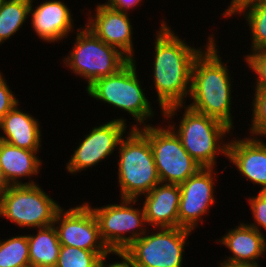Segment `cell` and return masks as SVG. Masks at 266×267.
<instances>
[{
    "mask_svg": "<svg viewBox=\"0 0 266 267\" xmlns=\"http://www.w3.org/2000/svg\"><path fill=\"white\" fill-rule=\"evenodd\" d=\"M136 239L124 251L136 267H182L184 248L191 230L181 227L153 228Z\"/></svg>",
    "mask_w": 266,
    "mask_h": 267,
    "instance_id": "obj_10",
    "label": "cell"
},
{
    "mask_svg": "<svg viewBox=\"0 0 266 267\" xmlns=\"http://www.w3.org/2000/svg\"><path fill=\"white\" fill-rule=\"evenodd\" d=\"M36 235L27 234L32 267H56L61 244L54 225L38 228Z\"/></svg>",
    "mask_w": 266,
    "mask_h": 267,
    "instance_id": "obj_21",
    "label": "cell"
},
{
    "mask_svg": "<svg viewBox=\"0 0 266 267\" xmlns=\"http://www.w3.org/2000/svg\"><path fill=\"white\" fill-rule=\"evenodd\" d=\"M215 170L202 167L179 185V227L194 231L199 223H204L202 216L204 217L205 214L207 216L212 205L216 203L214 178L217 177V173Z\"/></svg>",
    "mask_w": 266,
    "mask_h": 267,
    "instance_id": "obj_13",
    "label": "cell"
},
{
    "mask_svg": "<svg viewBox=\"0 0 266 267\" xmlns=\"http://www.w3.org/2000/svg\"><path fill=\"white\" fill-rule=\"evenodd\" d=\"M124 117L92 127L89 134L84 135L82 142L74 150V153L66 164V171L76 175L88 168L95 167L101 161L113 155L124 134L127 126Z\"/></svg>",
    "mask_w": 266,
    "mask_h": 267,
    "instance_id": "obj_11",
    "label": "cell"
},
{
    "mask_svg": "<svg viewBox=\"0 0 266 267\" xmlns=\"http://www.w3.org/2000/svg\"><path fill=\"white\" fill-rule=\"evenodd\" d=\"M136 60H130L118 72L97 79L86 90L88 96L102 101L109 106H113L121 111L128 112L136 122L130 128H140L146 126L155 114L152 111V103L144 93L146 88H142L138 79ZM147 120V121H146ZM143 124V125H142Z\"/></svg>",
    "mask_w": 266,
    "mask_h": 267,
    "instance_id": "obj_5",
    "label": "cell"
},
{
    "mask_svg": "<svg viewBox=\"0 0 266 267\" xmlns=\"http://www.w3.org/2000/svg\"><path fill=\"white\" fill-rule=\"evenodd\" d=\"M159 31L156 32L153 53V83L158 96L160 112L176 105H186L185 98L190 96L192 66L199 53L215 37L211 34L205 46L195 48L189 46L168 26L161 21ZM185 100V101H184Z\"/></svg>",
    "mask_w": 266,
    "mask_h": 267,
    "instance_id": "obj_1",
    "label": "cell"
},
{
    "mask_svg": "<svg viewBox=\"0 0 266 267\" xmlns=\"http://www.w3.org/2000/svg\"><path fill=\"white\" fill-rule=\"evenodd\" d=\"M60 208L38 184L8 185L0 197V217L36 231L53 225Z\"/></svg>",
    "mask_w": 266,
    "mask_h": 267,
    "instance_id": "obj_7",
    "label": "cell"
},
{
    "mask_svg": "<svg viewBox=\"0 0 266 267\" xmlns=\"http://www.w3.org/2000/svg\"><path fill=\"white\" fill-rule=\"evenodd\" d=\"M248 202L250 211H252V218H254V222L248 223V225L263 233L261 227L266 230V191H259L253 197L249 196Z\"/></svg>",
    "mask_w": 266,
    "mask_h": 267,
    "instance_id": "obj_28",
    "label": "cell"
},
{
    "mask_svg": "<svg viewBox=\"0 0 266 267\" xmlns=\"http://www.w3.org/2000/svg\"><path fill=\"white\" fill-rule=\"evenodd\" d=\"M81 28L76 29L74 46L62 60L72 73L86 79L87 89L97 79L118 72L130 59L103 42L85 25Z\"/></svg>",
    "mask_w": 266,
    "mask_h": 267,
    "instance_id": "obj_6",
    "label": "cell"
},
{
    "mask_svg": "<svg viewBox=\"0 0 266 267\" xmlns=\"http://www.w3.org/2000/svg\"><path fill=\"white\" fill-rule=\"evenodd\" d=\"M17 103L0 122V140L26 150L39 151L41 147L40 121L20 109Z\"/></svg>",
    "mask_w": 266,
    "mask_h": 267,
    "instance_id": "obj_20",
    "label": "cell"
},
{
    "mask_svg": "<svg viewBox=\"0 0 266 267\" xmlns=\"http://www.w3.org/2000/svg\"><path fill=\"white\" fill-rule=\"evenodd\" d=\"M6 187H7V185L3 181L2 177H1V173H0V197H1L2 193L4 192V190L6 189Z\"/></svg>",
    "mask_w": 266,
    "mask_h": 267,
    "instance_id": "obj_34",
    "label": "cell"
},
{
    "mask_svg": "<svg viewBox=\"0 0 266 267\" xmlns=\"http://www.w3.org/2000/svg\"><path fill=\"white\" fill-rule=\"evenodd\" d=\"M37 153L39 151L22 149L0 140V173L7 186L37 184L31 179L40 174L42 169L43 161ZM25 177L31 180L23 183L21 179Z\"/></svg>",
    "mask_w": 266,
    "mask_h": 267,
    "instance_id": "obj_19",
    "label": "cell"
},
{
    "mask_svg": "<svg viewBox=\"0 0 266 267\" xmlns=\"http://www.w3.org/2000/svg\"><path fill=\"white\" fill-rule=\"evenodd\" d=\"M252 120L249 127L251 137H266V89H254Z\"/></svg>",
    "mask_w": 266,
    "mask_h": 267,
    "instance_id": "obj_26",
    "label": "cell"
},
{
    "mask_svg": "<svg viewBox=\"0 0 266 267\" xmlns=\"http://www.w3.org/2000/svg\"><path fill=\"white\" fill-rule=\"evenodd\" d=\"M53 225L61 245L90 250L100 257L110 252L100 237L97 220L85 202L67 210L61 207Z\"/></svg>",
    "mask_w": 266,
    "mask_h": 267,
    "instance_id": "obj_12",
    "label": "cell"
},
{
    "mask_svg": "<svg viewBox=\"0 0 266 267\" xmlns=\"http://www.w3.org/2000/svg\"><path fill=\"white\" fill-rule=\"evenodd\" d=\"M128 131L117 149L118 186L121 198L139 200L160 183V178L149 139L138 128Z\"/></svg>",
    "mask_w": 266,
    "mask_h": 267,
    "instance_id": "obj_4",
    "label": "cell"
},
{
    "mask_svg": "<svg viewBox=\"0 0 266 267\" xmlns=\"http://www.w3.org/2000/svg\"><path fill=\"white\" fill-rule=\"evenodd\" d=\"M143 0H106L105 5L116 11L128 13L130 10H134L135 7L140 6Z\"/></svg>",
    "mask_w": 266,
    "mask_h": 267,
    "instance_id": "obj_31",
    "label": "cell"
},
{
    "mask_svg": "<svg viewBox=\"0 0 266 267\" xmlns=\"http://www.w3.org/2000/svg\"><path fill=\"white\" fill-rule=\"evenodd\" d=\"M30 7L31 0H5L0 5V45L25 24Z\"/></svg>",
    "mask_w": 266,
    "mask_h": 267,
    "instance_id": "obj_22",
    "label": "cell"
},
{
    "mask_svg": "<svg viewBox=\"0 0 266 267\" xmlns=\"http://www.w3.org/2000/svg\"><path fill=\"white\" fill-rule=\"evenodd\" d=\"M215 38L199 53L192 66V110L215 118L234 128L232 116L233 81L227 64L222 62ZM232 92V93H231Z\"/></svg>",
    "mask_w": 266,
    "mask_h": 267,
    "instance_id": "obj_2",
    "label": "cell"
},
{
    "mask_svg": "<svg viewBox=\"0 0 266 267\" xmlns=\"http://www.w3.org/2000/svg\"><path fill=\"white\" fill-rule=\"evenodd\" d=\"M263 5H266V0H259Z\"/></svg>",
    "mask_w": 266,
    "mask_h": 267,
    "instance_id": "obj_35",
    "label": "cell"
},
{
    "mask_svg": "<svg viewBox=\"0 0 266 267\" xmlns=\"http://www.w3.org/2000/svg\"><path fill=\"white\" fill-rule=\"evenodd\" d=\"M116 255L121 260L120 262H111L109 264L105 263L108 256ZM98 267H136L131 257L125 251H110L108 254L100 257L98 262Z\"/></svg>",
    "mask_w": 266,
    "mask_h": 267,
    "instance_id": "obj_30",
    "label": "cell"
},
{
    "mask_svg": "<svg viewBox=\"0 0 266 267\" xmlns=\"http://www.w3.org/2000/svg\"><path fill=\"white\" fill-rule=\"evenodd\" d=\"M218 267H261L260 265H253V264H236V263H229V262H220V266Z\"/></svg>",
    "mask_w": 266,
    "mask_h": 267,
    "instance_id": "obj_33",
    "label": "cell"
},
{
    "mask_svg": "<svg viewBox=\"0 0 266 267\" xmlns=\"http://www.w3.org/2000/svg\"><path fill=\"white\" fill-rule=\"evenodd\" d=\"M218 243L225 245L231 256L222 262L259 265V259L266 253V238L247 223L240 222L233 229H228Z\"/></svg>",
    "mask_w": 266,
    "mask_h": 267,
    "instance_id": "obj_18",
    "label": "cell"
},
{
    "mask_svg": "<svg viewBox=\"0 0 266 267\" xmlns=\"http://www.w3.org/2000/svg\"><path fill=\"white\" fill-rule=\"evenodd\" d=\"M244 59L248 68L255 74V89H266V51L249 53Z\"/></svg>",
    "mask_w": 266,
    "mask_h": 267,
    "instance_id": "obj_27",
    "label": "cell"
},
{
    "mask_svg": "<svg viewBox=\"0 0 266 267\" xmlns=\"http://www.w3.org/2000/svg\"><path fill=\"white\" fill-rule=\"evenodd\" d=\"M7 80L4 79L3 73L0 72V122L3 117L17 104L19 100L10 90Z\"/></svg>",
    "mask_w": 266,
    "mask_h": 267,
    "instance_id": "obj_29",
    "label": "cell"
},
{
    "mask_svg": "<svg viewBox=\"0 0 266 267\" xmlns=\"http://www.w3.org/2000/svg\"><path fill=\"white\" fill-rule=\"evenodd\" d=\"M182 108L184 113L180 116L182 118L179 120V124L176 125L173 122L172 125L171 122L177 110L180 109L178 112L182 111ZM162 116L168 122L171 119L168 126L177 134L183 148L201 167L216 168L217 154L219 153L227 158L229 143H226L224 138H229L226 135L232 133V129L223 122L198 113L185 104L167 108L163 111Z\"/></svg>",
    "mask_w": 266,
    "mask_h": 267,
    "instance_id": "obj_3",
    "label": "cell"
},
{
    "mask_svg": "<svg viewBox=\"0 0 266 267\" xmlns=\"http://www.w3.org/2000/svg\"><path fill=\"white\" fill-rule=\"evenodd\" d=\"M256 1H259V0H231L229 2L230 5L224 10L225 12H223L222 16L226 18L232 17L241 8Z\"/></svg>",
    "mask_w": 266,
    "mask_h": 267,
    "instance_id": "obj_32",
    "label": "cell"
},
{
    "mask_svg": "<svg viewBox=\"0 0 266 267\" xmlns=\"http://www.w3.org/2000/svg\"><path fill=\"white\" fill-rule=\"evenodd\" d=\"M120 202L93 208L86 202L97 220L100 237L110 251H124L147 231L143 206L133 208L138 199L121 198Z\"/></svg>",
    "mask_w": 266,
    "mask_h": 267,
    "instance_id": "obj_9",
    "label": "cell"
},
{
    "mask_svg": "<svg viewBox=\"0 0 266 267\" xmlns=\"http://www.w3.org/2000/svg\"><path fill=\"white\" fill-rule=\"evenodd\" d=\"M145 220L151 228L179 227L180 188L178 184H157L143 195Z\"/></svg>",
    "mask_w": 266,
    "mask_h": 267,
    "instance_id": "obj_17",
    "label": "cell"
},
{
    "mask_svg": "<svg viewBox=\"0 0 266 267\" xmlns=\"http://www.w3.org/2000/svg\"><path fill=\"white\" fill-rule=\"evenodd\" d=\"M248 137V138H247ZM236 138L228 143V160L235 165L246 180L260 185V191H266V142L247 136Z\"/></svg>",
    "mask_w": 266,
    "mask_h": 267,
    "instance_id": "obj_16",
    "label": "cell"
},
{
    "mask_svg": "<svg viewBox=\"0 0 266 267\" xmlns=\"http://www.w3.org/2000/svg\"><path fill=\"white\" fill-rule=\"evenodd\" d=\"M138 129L149 139L160 183L180 185L202 168L169 126L147 123Z\"/></svg>",
    "mask_w": 266,
    "mask_h": 267,
    "instance_id": "obj_8",
    "label": "cell"
},
{
    "mask_svg": "<svg viewBox=\"0 0 266 267\" xmlns=\"http://www.w3.org/2000/svg\"><path fill=\"white\" fill-rule=\"evenodd\" d=\"M33 3L34 0H31L29 16L36 35L51 44L68 38L75 26L70 7L61 0H46L35 9Z\"/></svg>",
    "mask_w": 266,
    "mask_h": 267,
    "instance_id": "obj_15",
    "label": "cell"
},
{
    "mask_svg": "<svg viewBox=\"0 0 266 267\" xmlns=\"http://www.w3.org/2000/svg\"><path fill=\"white\" fill-rule=\"evenodd\" d=\"M95 7V15L89 11L91 17L88 16L85 26L103 42L117 48L130 60H135L130 14L111 9L104 3H98Z\"/></svg>",
    "mask_w": 266,
    "mask_h": 267,
    "instance_id": "obj_14",
    "label": "cell"
},
{
    "mask_svg": "<svg viewBox=\"0 0 266 267\" xmlns=\"http://www.w3.org/2000/svg\"><path fill=\"white\" fill-rule=\"evenodd\" d=\"M237 14L243 15L250 28V53L266 51V5L256 1L241 8Z\"/></svg>",
    "mask_w": 266,
    "mask_h": 267,
    "instance_id": "obj_23",
    "label": "cell"
},
{
    "mask_svg": "<svg viewBox=\"0 0 266 267\" xmlns=\"http://www.w3.org/2000/svg\"><path fill=\"white\" fill-rule=\"evenodd\" d=\"M99 260L93 251L62 245L56 267H98Z\"/></svg>",
    "mask_w": 266,
    "mask_h": 267,
    "instance_id": "obj_25",
    "label": "cell"
},
{
    "mask_svg": "<svg viewBox=\"0 0 266 267\" xmlns=\"http://www.w3.org/2000/svg\"><path fill=\"white\" fill-rule=\"evenodd\" d=\"M29 245L27 235L0 240V267H28Z\"/></svg>",
    "mask_w": 266,
    "mask_h": 267,
    "instance_id": "obj_24",
    "label": "cell"
}]
</instances>
